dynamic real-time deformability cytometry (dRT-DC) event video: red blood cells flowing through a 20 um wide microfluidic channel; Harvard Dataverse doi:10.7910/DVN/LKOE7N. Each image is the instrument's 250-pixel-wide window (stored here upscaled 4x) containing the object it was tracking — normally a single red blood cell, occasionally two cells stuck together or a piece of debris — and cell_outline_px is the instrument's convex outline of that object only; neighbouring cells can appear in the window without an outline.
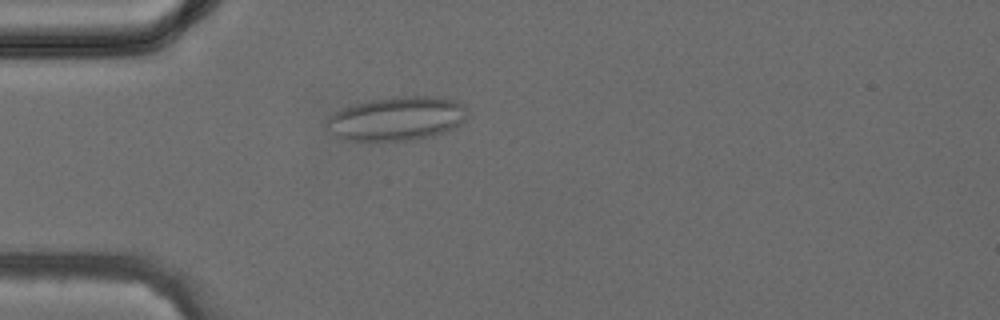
{"species": "common noctule bat (a hibernating species)", "species_latin": "Nyctalus noctula", "temperature_condition": "cold", "stored_images_in_passage": 38, "camera_frame_rate_fps": 3000, "um_per_image_px": 0.085, "animal": {"sex": "female", "body_mass_g": 24.6, "forearm_length_mm": 56.2}, "frame": {"image": 1, "passage_image": 10, "time_ms": 3.0, "image_size_px": [1000, 320], "cell_outline_px": [[468, 116], [456, 128], [432, 136], [412, 140], [344, 140], [324, 128], [324, 124], [328, 116], [344, 108], [356, 104], [372, 100], [392, 96], [440, 96], [456, 100], [464, 104], [468, 108]], "centroid_in_image_um": [33.77, 10.07], "position_along_channel_um": 51.2, "area_um2": 36.41}}
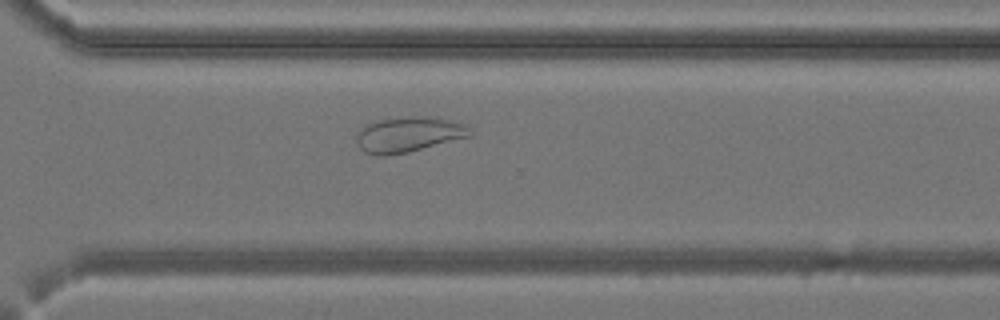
{"frame": {"image": 2, "passage_image": 27, "time_ms": 8.667, "image_size_px": [1000, 320], "cell_outline_px": [[472, 136], [408, 152], [388, 156], [376, 156], [364, 152], [360, 148], [356, 140], [356, 136], [368, 124], [380, 120], [400, 116], [428, 116], [452, 120], [464, 124], [472, 132]], "centroid_in_image_um": [34.75, 11.43], "position_along_channel_um": 335.9, "area_um2": 23.41}}
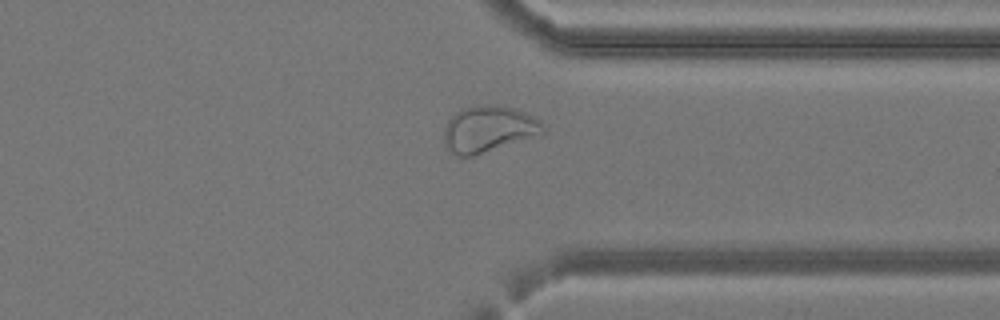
{"frame": {"image": 3, "passage_image": 29, "time_ms": 9.333, "image_size_px": [1000, 320], "cell_outline_px": [[544, 132], [540, 136], [472, 156], [460, 156], [452, 152], [444, 144], [444, 128], [448, 120], [456, 112], [464, 108], [476, 104], [496, 104], [512, 108], [524, 112], [540, 120], [544, 124]], "centroid_in_image_um": [41.55, 10.96], "position_along_channel_um": 369.9, "area_um2": 26.99}}